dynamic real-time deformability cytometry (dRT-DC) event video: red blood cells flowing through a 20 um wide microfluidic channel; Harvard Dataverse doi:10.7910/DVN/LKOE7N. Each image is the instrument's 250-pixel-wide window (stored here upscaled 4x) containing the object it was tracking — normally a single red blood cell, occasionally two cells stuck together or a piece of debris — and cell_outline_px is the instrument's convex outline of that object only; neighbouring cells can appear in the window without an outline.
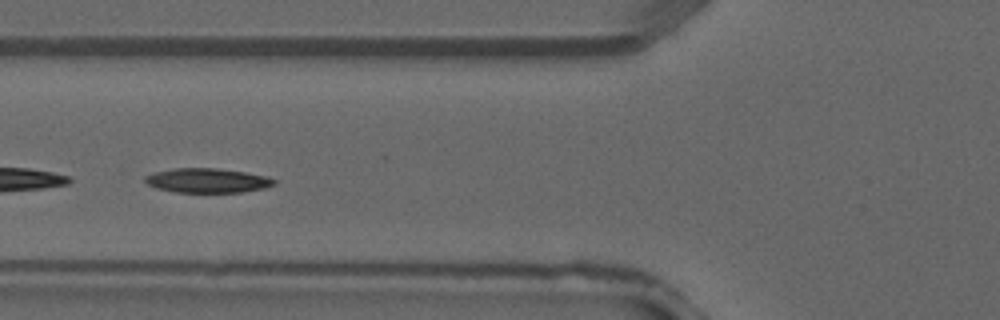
{"species": "common noctule bat (a hibernating species)", "species_latin": "Nyctalus noctula", "temperature_condition": "warm", "stored_images_in_passage": 30, "camera_frame_rate_fps": 3000, "um_per_image_px": 0.085, "animal": {"sex": "male", "forearm_length_mm": 52.5}, "frame": {"image": 1, "passage_image": 12, "time_ms": 3.667, "image_size_px": [1000, 320], "cell_outline_px": [[276, 184], [264, 188], [240, 192], [176, 192], [156, 188], [148, 184], [144, 180], [144, 176], [156, 172], [176, 168], [216, 168], [244, 172], [268, 176], [276, 180]], "centroid_in_image_um": [17.64, 15.34], "position_along_channel_um": 108.2, "area_um2": 18.26}}
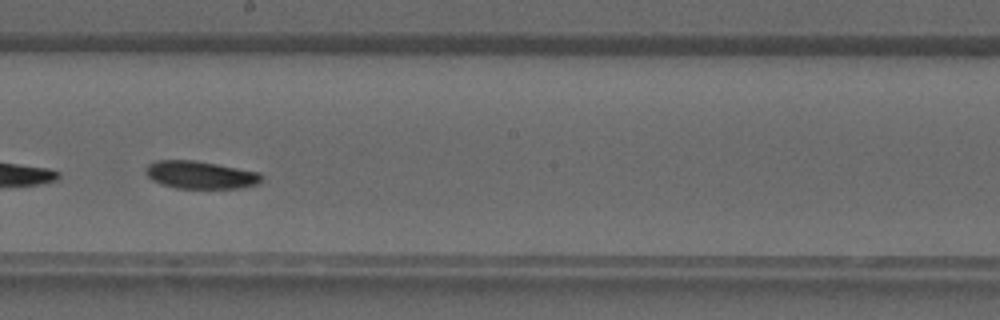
{"frame": {"image": 2, "passage_image": 19, "time_ms": 6.0, "image_size_px": [1000, 320], "cell_outline_px": [[264, 180], [260, 184], [244, 188], [176, 188], [160, 184], [152, 180], [144, 172], [144, 168], [148, 164], [156, 160], [196, 160], [260, 172], [264, 176]], "centroid_in_image_um": [17.07, 14.87], "position_along_channel_um": 231.1, "area_um2": 19.13}}